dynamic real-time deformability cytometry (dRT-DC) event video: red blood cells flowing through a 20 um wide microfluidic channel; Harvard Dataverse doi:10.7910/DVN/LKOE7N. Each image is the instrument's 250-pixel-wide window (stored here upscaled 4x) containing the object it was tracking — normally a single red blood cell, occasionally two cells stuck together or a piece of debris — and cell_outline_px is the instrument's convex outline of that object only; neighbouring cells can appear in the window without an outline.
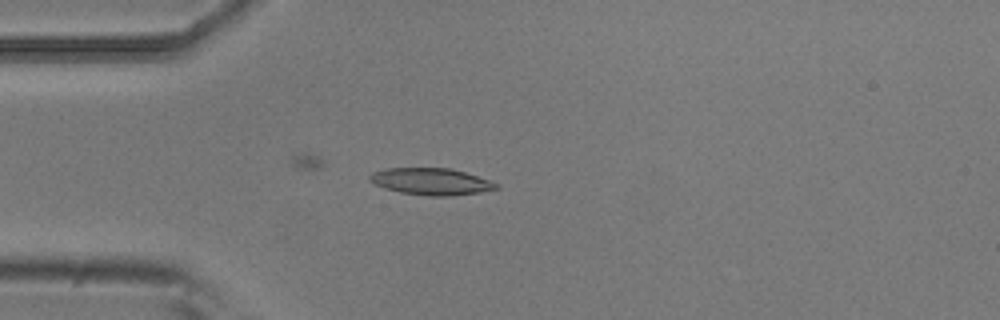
{"species": "common noctule bat (a hibernating species)", "species_latin": "Nyctalus noctula", "temperature_condition": "room temperature", "stored_images_in_passage": 5, "camera_frame_rate_fps": 3000, "um_per_image_px": 0.085, "animal": {"sex": "male", "body_mass_g": 20.5, "forearm_length_mm": 52.5}, "frame": {"image": 1, "passage_image": 4, "time_ms": 1.0, "image_size_px": [1000, 320], "cell_outline_px": [[500, 188], [480, 192], [452, 196], [428, 196], [400, 192], [384, 188], [368, 180], [368, 176], [372, 172], [384, 168], [452, 168], [500, 184]], "centroid_in_image_um": [36.63, 15.43], "position_along_channel_um": 48.4, "area_um2": 19.83}}